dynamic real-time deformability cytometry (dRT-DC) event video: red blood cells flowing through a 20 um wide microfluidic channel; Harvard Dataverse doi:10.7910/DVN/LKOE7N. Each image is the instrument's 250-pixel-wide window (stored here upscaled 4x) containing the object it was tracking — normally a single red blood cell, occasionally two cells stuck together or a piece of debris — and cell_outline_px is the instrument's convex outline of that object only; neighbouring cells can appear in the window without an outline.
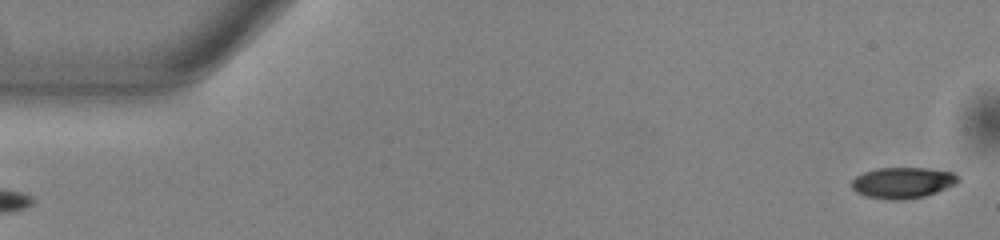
{"species": "common noctule bat (a hibernating species)", "species_latin": "Nyctalus noctula", "temperature_condition": "warm", "stored_images_in_passage": 53, "camera_frame_rate_fps": 3000, "um_per_image_px": 0.085, "animal": {"sex": "male", "body_mass_g": 13.0, "forearm_length_mm": 53.1}, "frame": {"image": 1, "passage_image": 1, "time_ms": 0.0, "image_size_px": [1000, 240], "cell_outline_px": [[960, 180], [956, 184], [936, 192], [924, 196], [904, 200], [888, 200], [864, 196], [856, 192], [852, 188], [852, 180], [856, 176], [864, 172], [876, 168], [924, 168], [952, 172], [960, 176]], "centroid_in_image_um": [76.72, 15.54], "position_along_channel_um": 8.3, "area_um2": 19.36}}
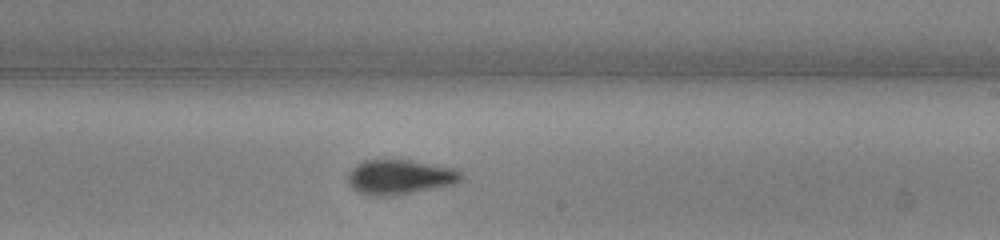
{"frame": {"image": 2, "passage_image": 31, "time_ms": 10.0, "image_size_px": [1000, 240], "cell_outline_px": [[464, 176], [456, 184], [392, 196], [372, 196], [356, 192], [348, 184], [348, 172], [356, 164], [364, 160], [412, 160], [456, 168]], "centroid_in_image_um": [33.98, 15.05], "position_along_channel_um": 255.0, "area_um2": 23.24}}
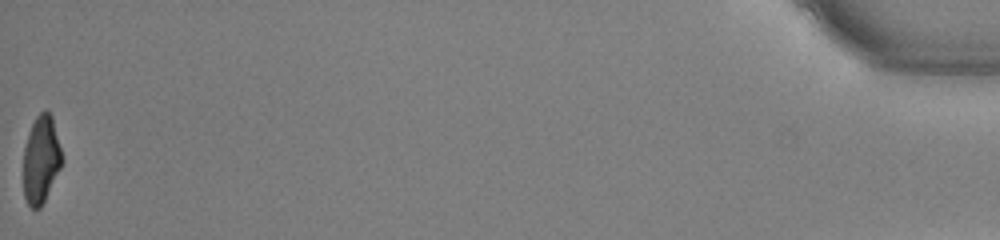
{"frame": {"image": 3, "passage_image": 53, "time_ms": 17.333, "image_size_px": [1000, 240], "cell_outline_px": [[64, 160], [40, 208], [32, 208], [28, 204], [24, 196], [24, 148], [28, 132], [36, 116], [44, 108], [52, 116]], "centroid_in_image_um": [3.49, 13.52], "position_along_channel_um": 431.7, "area_um2": 19.54}, "authors_computed_cell_mechanics": {"area_um2": 21.6172, "velocity_mm_per_s": 3.8558, "shape_relaxation_time_tau1_ms": 3.1726, "shape_relaxation_time_tau2_ms": 3.6873, "deformation_change_tau1": 0.1567, "deformation_change_tau2": 0.0714}}